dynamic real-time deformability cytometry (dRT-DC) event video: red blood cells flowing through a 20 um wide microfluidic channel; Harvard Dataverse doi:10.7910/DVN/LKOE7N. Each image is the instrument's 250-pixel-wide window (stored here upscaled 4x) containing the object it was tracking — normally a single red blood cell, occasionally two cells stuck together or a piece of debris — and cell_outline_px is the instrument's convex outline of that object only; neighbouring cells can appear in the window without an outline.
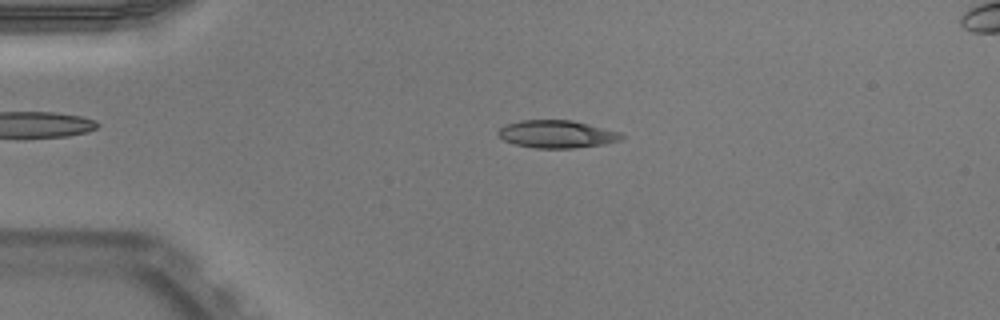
{"species": "Egyptian fruit bat (a non-hibernating species)", "species_latin": "Rousettus aegyptiacus", "temperature_condition": "warm", "stored_images_in_passage": 50, "camera_frame_rate_fps": 3000, "um_per_image_px": 0.085, "animal": {"sex": "male"}, "frame": {"image": 1, "passage_image": 11, "time_ms": 3.333, "image_size_px": [1000, 320], "cell_outline_px": [[624, 136], [620, 140], [604, 144], [572, 148], [536, 148], [516, 144], [504, 140], [496, 132], [500, 128], [508, 124], [520, 120], [572, 120], [620, 132]], "centroid_in_image_um": [47.33, 11.4], "position_along_channel_um": 37.7, "area_um2": 19.65}}
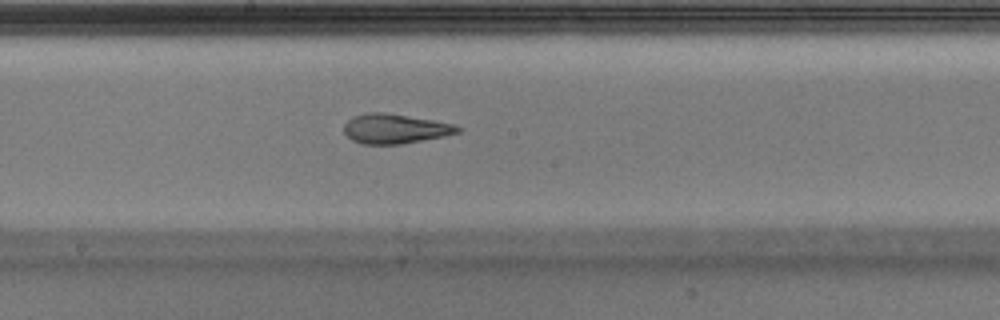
{"frame": {"image": 2, "passage_image": 27, "time_ms": 8.667, "image_size_px": [1000, 320], "cell_outline_px": [[464, 128], [460, 132], [444, 136], [400, 144], [364, 144], [352, 140], [344, 132], [344, 124], [352, 116], [368, 112], [384, 112], [456, 124]], "centroid_in_image_um": [33.59, 10.93], "position_along_channel_um": 214.6, "area_um2": 19.65}}
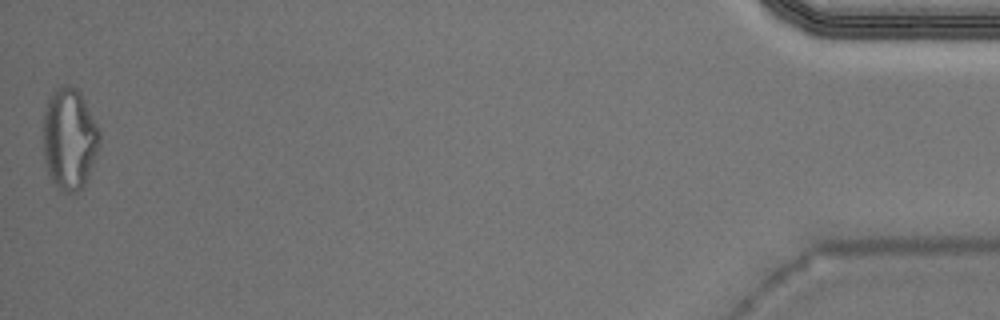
{"frame": {"image": 3, "passage_image": 50, "time_ms": 16.333, "image_size_px": [1000, 320], "cell_outline_px": [[100, 140], [88, 176], [84, 184], [76, 192], [64, 192], [56, 188], [48, 176], [44, 160], [40, 140], [44, 108], [52, 92], [56, 88], [68, 84], [76, 88], [80, 92], [100, 132]], "centroid_in_image_um": [5.82, 11.8], "position_along_channel_um": 429.4, "area_um2": 33.93}, "authors_computed_cell_mechanics": {"area_um2": 19.8543, "velocity_mm_per_s": 3.9794, "shape_relaxation_time_tau1_ms": 7.0336, "shape_relaxation_time_tau2_ms": 2.0767, "deformation_change_tau1": 0.2424, "deformation_change_tau2": 0.1114}}